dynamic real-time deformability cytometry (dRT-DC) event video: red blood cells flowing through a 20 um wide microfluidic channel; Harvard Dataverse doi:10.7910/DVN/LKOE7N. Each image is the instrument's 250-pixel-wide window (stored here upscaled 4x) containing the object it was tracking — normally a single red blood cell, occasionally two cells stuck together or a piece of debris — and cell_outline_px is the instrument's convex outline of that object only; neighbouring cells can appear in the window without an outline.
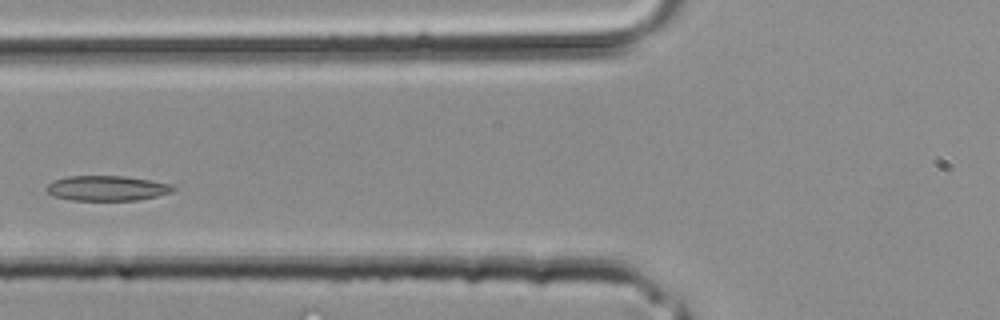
{"species": "common noctule bat (a hibernating species)", "species_latin": "Nyctalus noctula", "temperature_condition": "room temperature", "stored_images_in_passage": 24, "camera_frame_rate_fps": 3000, "um_per_image_px": 0.085, "animal": {"sex": "male", "body_mass_g": 20.4}, "frame": {"image": 1, "passage_image": 7, "time_ms": 2.0, "image_size_px": [1000, 320], "cell_outline_px": [[176, 188], [172, 192], [156, 196], [136, 200], [72, 200], [52, 196], [44, 188], [52, 180], [68, 176], [124, 176], [172, 184]], "centroid_in_image_um": [9.05, 15.99], "position_along_channel_um": 116.8, "area_um2": 18.5}}
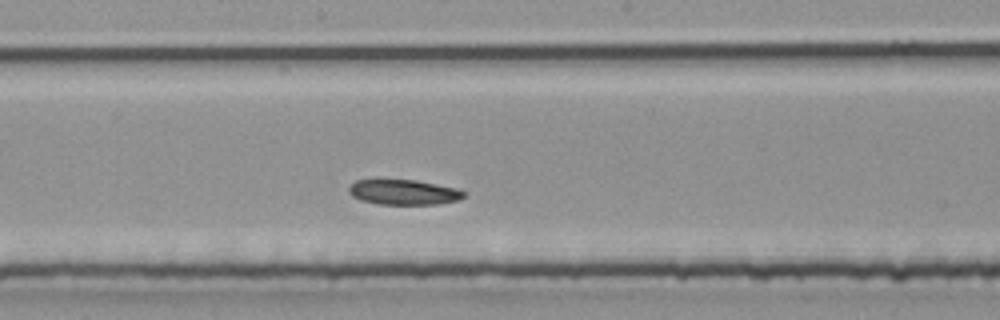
{"frame": {"image": 2, "passage_image": 12, "time_ms": 3.667, "image_size_px": [1000, 320], "cell_outline_px": [[468, 192], [464, 196], [456, 200], [436, 204], [376, 204], [360, 200], [352, 196], [348, 192], [348, 188], [356, 180], [416, 180], [456, 188]], "centroid_in_image_um": [34.29, 16.34], "position_along_channel_um": 213.9, "area_um2": 16.76}}
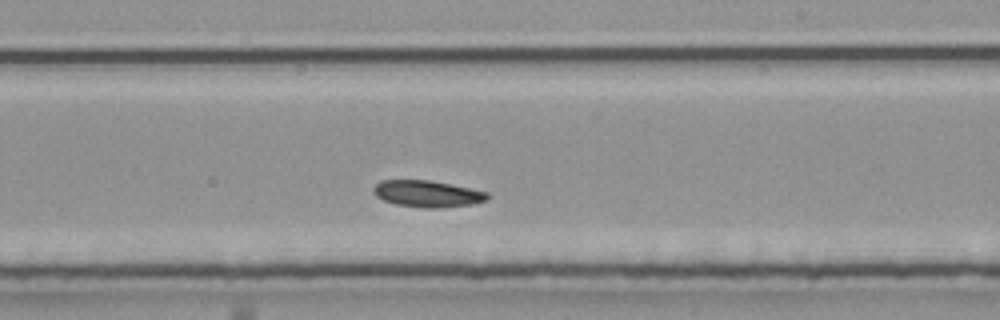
{"frame": {"image": 3, "passage_image": 14, "time_ms": 4.333, "image_size_px": [1000, 320], "cell_outline_px": [[488, 200], [476, 204], [440, 208], [420, 208], [396, 204], [384, 200], [376, 196], [372, 192], [372, 188], [380, 180], [428, 180], [488, 192]], "centroid_in_image_um": [36.31, 16.48], "position_along_channel_um": 252.7, "area_um2": 17.74}}